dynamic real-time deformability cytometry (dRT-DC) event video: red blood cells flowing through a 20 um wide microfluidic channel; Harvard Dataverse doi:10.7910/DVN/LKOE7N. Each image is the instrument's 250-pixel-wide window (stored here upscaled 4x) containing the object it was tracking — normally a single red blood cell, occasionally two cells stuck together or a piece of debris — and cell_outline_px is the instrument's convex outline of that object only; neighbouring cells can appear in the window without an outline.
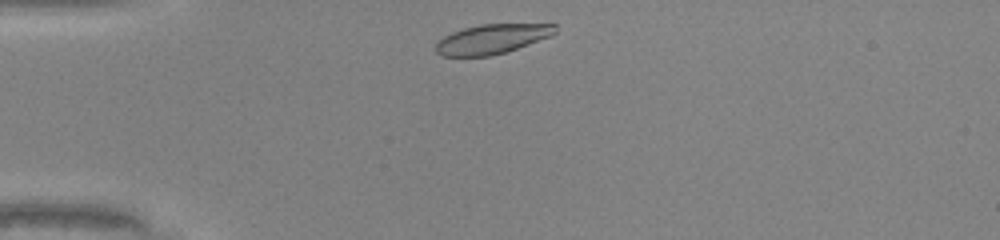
{"species": "common noctule bat (a hibernating species)", "species_latin": "Nyctalus noctula", "temperature_condition": "warm", "stored_images_in_passage": 30, "camera_frame_rate_fps": 3000, "um_per_image_px": 0.085, "animal": {"sex": "male", "body_mass_g": 20.0, "forearm_length_mm": 53.3}, "frame": {"image": 1, "passage_image": 2, "time_ms": 0.333, "image_size_px": [1000, 240], "cell_outline_px": [[556, 32], [548, 36], [516, 48], [504, 52], [488, 56], [444, 56], [436, 52], [436, 44], [444, 36], [452, 32], [464, 28], [480, 24], [556, 24]], "centroid_in_image_um": [41.78, 3.31], "position_along_channel_um": 43.2, "area_um2": 20.11}}
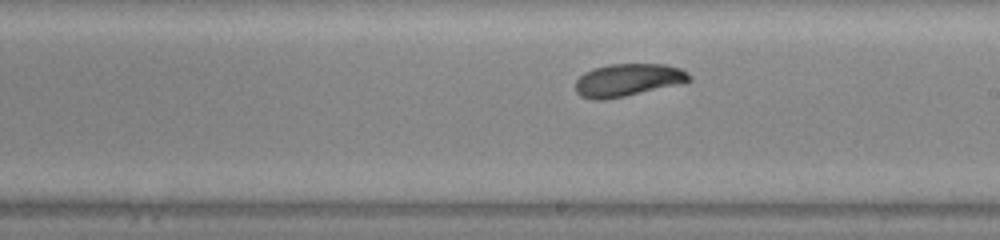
{"frame": {"image": 2, "passage_image": 18, "time_ms": 5.667, "image_size_px": [1000, 240], "cell_outline_px": [[692, 80], [684, 84], [604, 100], [592, 100], [580, 96], [576, 92], [576, 80], [584, 72], [592, 68], [608, 64], [664, 64], [684, 68], [692, 76]], "centroid_in_image_um": [53.42, 6.8], "position_along_channel_um": 235.6, "area_um2": 22.14}}
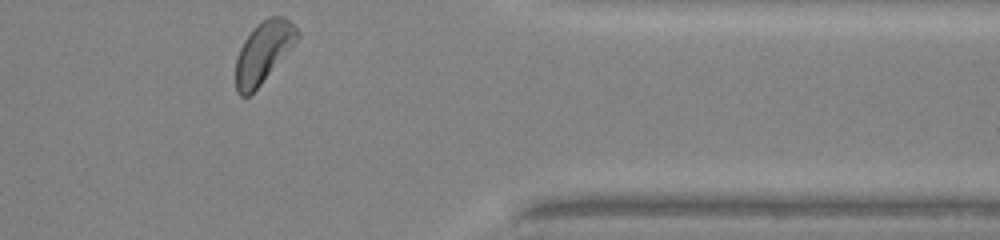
{"frame": {"image": 3, "passage_image": 30, "time_ms": 9.667, "image_size_px": [1000, 240], "cell_outline_px": [[300, 36], [292, 48], [260, 84], [248, 96], [240, 96], [236, 92], [236, 60], [240, 48], [244, 40], [268, 16], [284, 16], [296, 28]], "centroid_in_image_um": [22.4, 4.45], "position_along_channel_um": 389.0, "area_um2": 21.39}, "authors_computed_cell_mechanics": {"area_um2": 21.5305, "velocity_mm_per_s": 4.2155, "shape_relaxation_time_tau1_ms": 2.6123, "shape_relaxation_time_tau2_ms": null, "deformation_change_tau1": 0.116, "deformation_change_tau2": null}}